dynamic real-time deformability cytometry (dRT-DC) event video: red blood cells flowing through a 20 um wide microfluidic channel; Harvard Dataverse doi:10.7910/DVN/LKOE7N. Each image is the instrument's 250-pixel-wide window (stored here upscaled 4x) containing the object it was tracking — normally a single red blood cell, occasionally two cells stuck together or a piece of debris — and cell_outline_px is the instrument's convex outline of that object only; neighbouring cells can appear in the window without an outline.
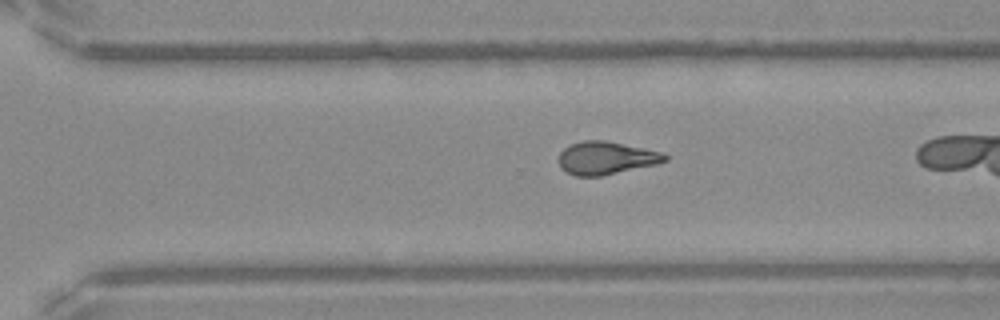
{"species": "Egyptian fruit bat (a non-hibernating species)", "species_latin": "Rousettus aegyptiacus", "temperature_condition": "warm", "stored_images_in_passage": 37, "camera_frame_rate_fps": 3000, "um_per_image_px": 0.085, "frame": {"image": 1, "passage_image": 32, "time_ms": 10.333, "image_size_px": [1000, 320], "cell_outline_px": [[668, 160], [660, 164], [600, 176], [576, 176], [564, 172], [560, 168], [560, 152], [568, 144], [584, 140], [604, 140], [644, 148], [660, 152], [668, 156]], "centroid_in_image_um": [51.52, 13.43], "position_along_channel_um": 319.1, "area_um2": 20.52}}